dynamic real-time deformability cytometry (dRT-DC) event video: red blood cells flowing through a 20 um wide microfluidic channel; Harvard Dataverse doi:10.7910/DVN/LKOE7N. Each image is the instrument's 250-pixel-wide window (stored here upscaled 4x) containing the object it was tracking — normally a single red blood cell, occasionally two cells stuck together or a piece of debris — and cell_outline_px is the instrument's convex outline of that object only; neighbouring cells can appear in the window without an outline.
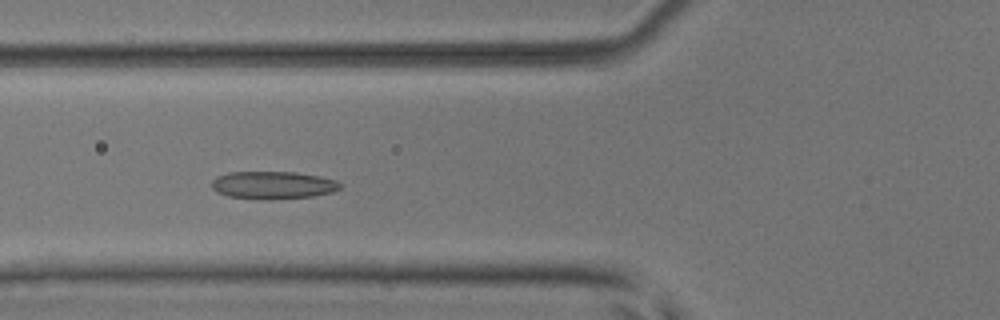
{"species": "common noctule bat (a hibernating species)", "species_latin": "Nyctalus noctula", "temperature_condition": "room temperature", "stored_images_in_passage": 51, "camera_frame_rate_fps": 3000, "um_per_image_px": 0.085, "animal": {"sex": "male", "body_mass_g": 17.9, "forearm_length_mm": 54.2}, "frame": {"image": 1, "passage_image": 18, "time_ms": 5.667, "image_size_px": [1000, 320], "cell_outline_px": [[340, 188], [332, 192], [312, 196], [268, 200], [228, 196], [216, 192], [212, 188], [212, 180], [216, 176], [228, 172], [296, 172], [336, 180], [340, 184]], "centroid_in_image_um": [23.15, 15.73], "position_along_channel_um": 102.6, "area_um2": 20.63}}
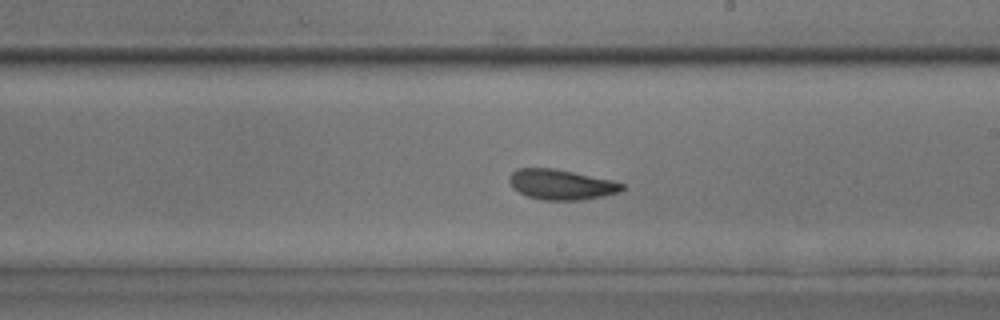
{"frame": {"image": 2, "passage_image": 29, "time_ms": 9.333, "image_size_px": [1000, 320], "cell_outline_px": [[624, 188], [620, 192], [580, 200], [544, 200], [528, 196], [512, 188], [508, 180], [508, 176], [516, 168], [552, 168], [612, 180], [624, 184]], "centroid_in_image_um": [47.66, 15.68], "position_along_channel_um": 241.3, "area_um2": 19.71}}
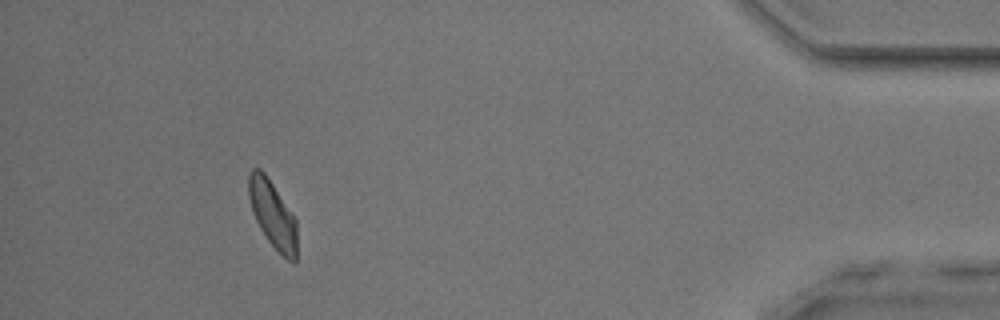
{"frame": {"image": 3, "passage_image": 47, "time_ms": 15.333, "image_size_px": [1000, 320], "cell_outline_px": [[296, 264], [292, 264], [268, 240], [260, 228], [252, 212], [248, 196], [248, 176], [252, 168], [260, 168], [264, 172], [296, 220]], "centroid_in_image_um": [23.15, 18.22], "position_along_channel_um": 412.0, "area_um2": 18.55}, "authors_computed_cell_mechanics": {"area_um2": 19.9988, "velocity_mm_per_s": 3.8045, "shape_relaxation_time_tau1_ms": 4.5791, "shape_relaxation_time_tau2_ms": 1.9618, "deformation_change_tau1": 0.1007, "deformation_change_tau2": 0.0799}}